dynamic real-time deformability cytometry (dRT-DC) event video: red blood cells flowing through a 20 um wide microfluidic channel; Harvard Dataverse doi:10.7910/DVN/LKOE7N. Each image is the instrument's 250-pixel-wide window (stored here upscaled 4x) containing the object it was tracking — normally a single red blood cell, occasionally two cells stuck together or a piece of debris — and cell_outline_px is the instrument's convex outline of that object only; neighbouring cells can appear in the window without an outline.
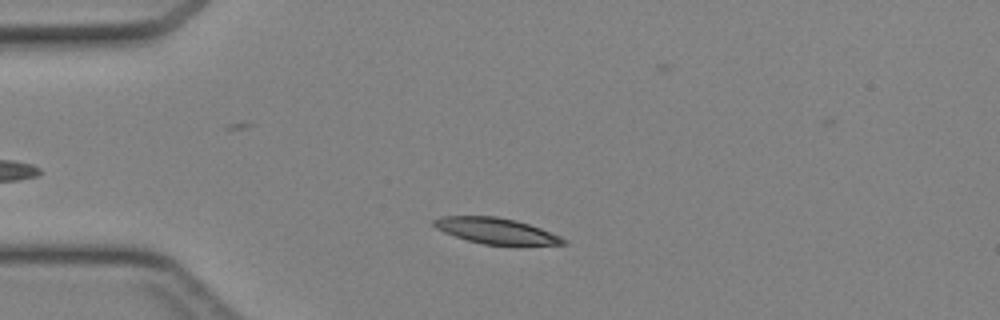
{"species": "Egyptian fruit bat (a non-hibernating species)", "species_latin": "Rousettus aegyptiacus", "temperature_condition": "cold", "stored_images_in_passage": 42, "camera_frame_rate_fps": 3000, "um_per_image_px": 0.085, "animal": {"sex": "female"}, "frame": {"image": 1, "passage_image": 10, "time_ms": 3.0, "image_size_px": [1000, 320], "cell_outline_px": [[568, 244], [484, 244], [468, 240], [444, 232], [436, 228], [432, 224], [432, 220], [440, 216], [496, 216], [516, 220], [540, 228], [560, 236], [568, 240]], "centroid_in_image_um": [42.13, 19.6], "position_along_channel_um": 42.9, "area_um2": 19.19}}
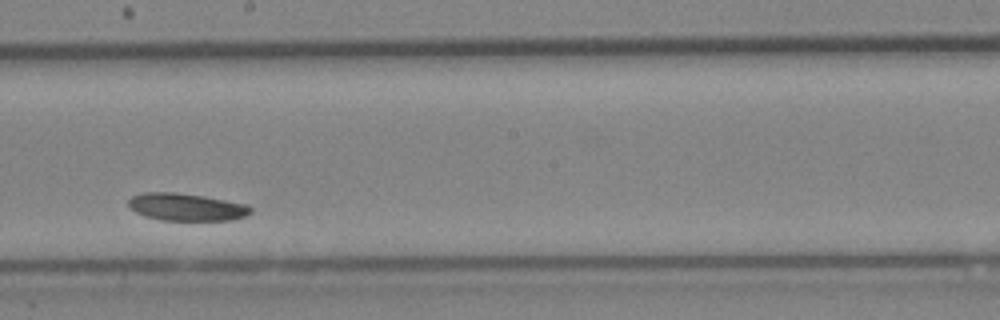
{"frame": {"image": 2, "passage_image": 27, "time_ms": 8.667, "image_size_px": [1000, 320], "cell_outline_px": [[252, 212], [244, 216], [232, 220], [160, 220], [144, 216], [136, 212], [128, 204], [128, 200], [132, 196], [144, 192], [176, 192], [204, 196], [248, 204], [252, 208]], "centroid_in_image_um": [15.85, 17.59], "position_along_channel_um": 232.3, "area_um2": 19.59}}
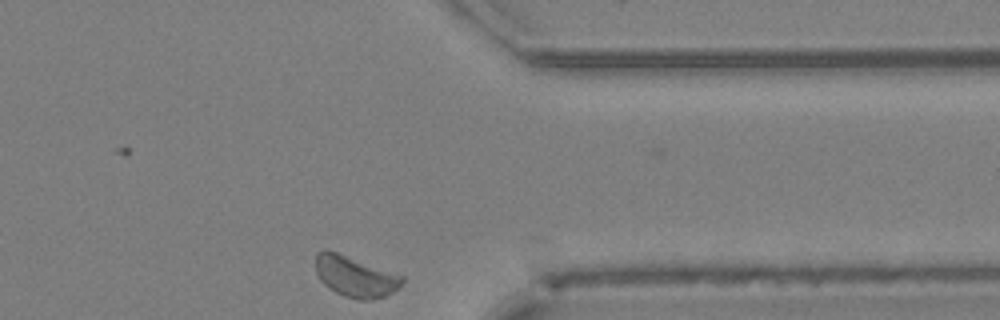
{"frame": {"image": 3, "passage_image": 39, "time_ms": 12.667, "image_size_px": [1000, 320], "cell_outline_px": [[404, 280], [392, 292], [384, 296], [372, 300], [360, 300], [344, 296], [336, 292], [324, 284], [320, 280], [316, 272], [316, 252], [324, 248], [336, 252], [404, 276]], "centroid_in_image_um": [30.16, 23.5], "position_along_channel_um": 381.2, "area_um2": 20.35}}